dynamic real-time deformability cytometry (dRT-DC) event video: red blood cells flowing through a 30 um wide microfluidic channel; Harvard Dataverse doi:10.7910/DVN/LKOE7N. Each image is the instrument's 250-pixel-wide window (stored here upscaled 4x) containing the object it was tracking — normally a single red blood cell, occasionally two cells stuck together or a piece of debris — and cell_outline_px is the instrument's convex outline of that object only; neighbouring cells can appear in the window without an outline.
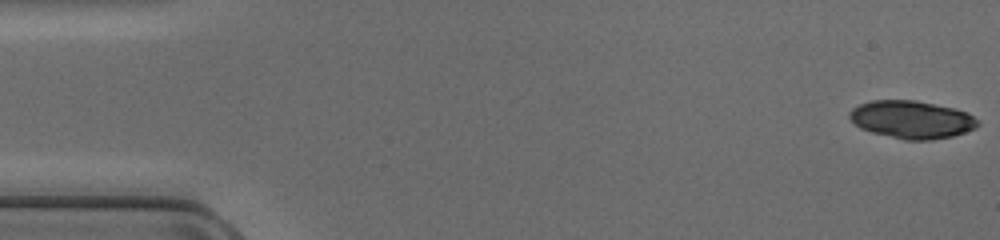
{"species": "common noctule bat (a hibernating species)", "species_latin": "Nyctalus noctula", "temperature_condition": "cold", "stored_images_in_passage": 30, "segment_of_instrument_passage": [1, 2], "camera_frame_rate_fps": 3000, "um_per_image_px": 0.085, "animal": {"sex": "female", "body_mass_g": 17.0, "forearm_length_mm": 48.0}, "frame": {"image": 1, "passage_image": 1, "time_ms": 0.0, "image_size_px": [1000, 240], "cell_outline_px": [[980, 124], [976, 128], [952, 136], [932, 140], [904, 140], [872, 132], [860, 128], [848, 116], [848, 112], [852, 108], [860, 104], [872, 100], [916, 100], [956, 108], [968, 112], [980, 120]], "centroid_in_image_um": [77.53, 10.15], "position_along_channel_um": 7.5, "area_um2": 28.5}}
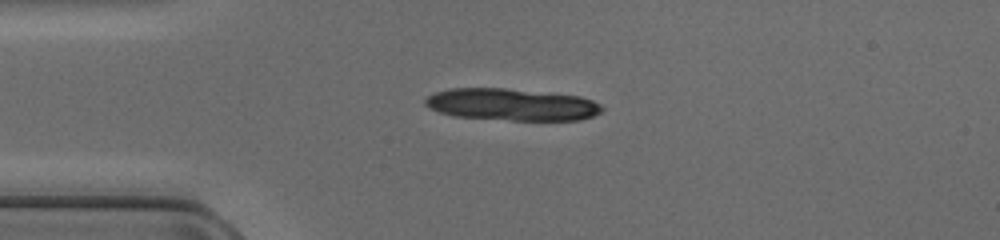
{"frame": {"image": 2, "passage_image": 12, "time_ms": 3.667, "image_size_px": [1000, 240], "cell_outline_px": [[604, 108], [600, 112], [592, 116], [580, 120], [512, 120], [452, 116], [428, 108], [424, 104], [424, 100], [432, 92], [448, 88], [504, 88], [580, 96], [592, 100], [600, 104]], "centroid_in_image_um": [43.44, 8.88], "position_along_channel_um": 41.6, "area_um2": 33.06}}